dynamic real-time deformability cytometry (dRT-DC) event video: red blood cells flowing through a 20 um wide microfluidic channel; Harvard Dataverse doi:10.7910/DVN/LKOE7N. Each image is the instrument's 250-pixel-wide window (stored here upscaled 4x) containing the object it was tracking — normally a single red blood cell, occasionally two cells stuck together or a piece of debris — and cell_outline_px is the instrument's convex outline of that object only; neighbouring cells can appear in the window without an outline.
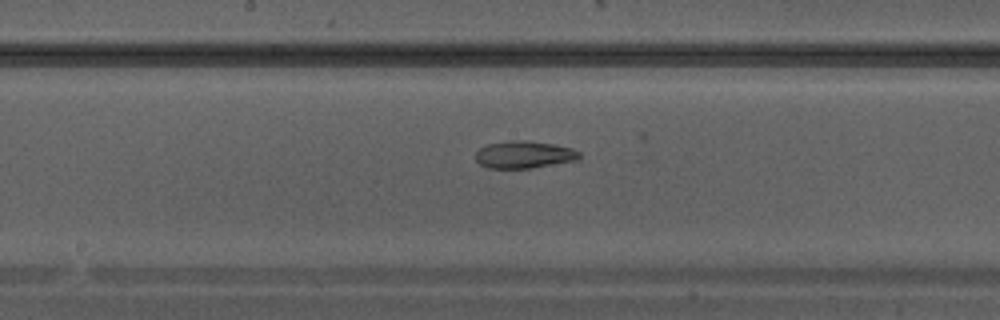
{"species": "Egyptian fruit bat (a non-hibernating species)", "species_latin": "Rousettus aegyptiacus", "temperature_condition": "warm", "stored_images_in_passage": 37, "segment_of_instrument_passage": [2, 2], "camera_frame_rate_fps": 3000, "um_per_image_px": 0.085, "animal": {"sex": "male"}, "frame": {"image": 1, "passage_image": 20, "time_ms": 6.333, "image_size_px": [1000, 320], "cell_outline_px": [[580, 156], [576, 160], [532, 168], [488, 168], [480, 164], [476, 160], [476, 152], [480, 148], [488, 144], [512, 140], [528, 140], [552, 144], [572, 148], [580, 152]], "centroid_in_image_um": [44.54, 13.14], "position_along_channel_um": 203.7, "area_um2": 16.42}}
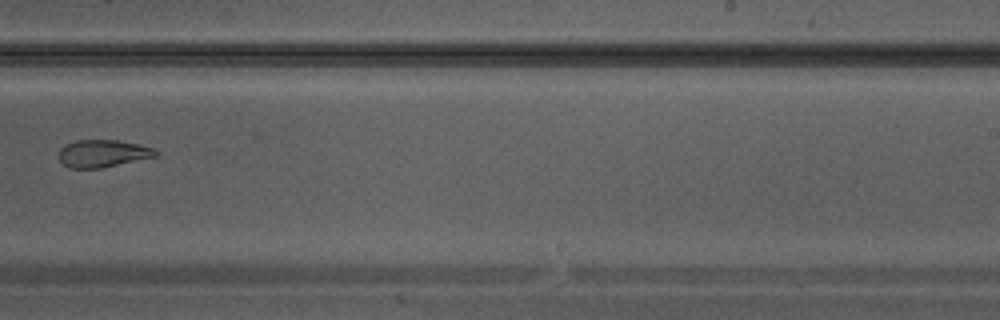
{"frame": {"image": 2, "passage_image": 24, "time_ms": 7.667, "image_size_px": [1000, 320], "cell_outline_px": [[160, 156], [100, 168], [72, 168], [60, 164], [60, 148], [76, 140], [116, 140], [136, 144], [152, 148], [160, 152]], "centroid_in_image_um": [8.77, 13.05], "position_along_channel_um": 280.2, "area_um2": 15.43}}
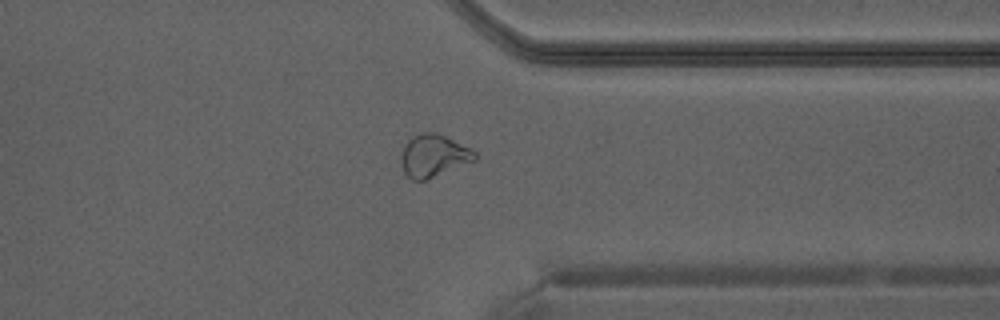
{"frame": {"image": 3, "passage_image": 29, "time_ms": 9.333, "image_size_px": [1000, 320], "cell_outline_px": [[476, 160], [424, 180], [412, 180], [404, 172], [400, 160], [400, 152], [404, 144], [412, 136], [424, 132], [436, 132], [472, 148], [476, 152]], "centroid_in_image_um": [36.83, 13.21], "position_along_channel_um": 374.6, "area_um2": 18.26}}